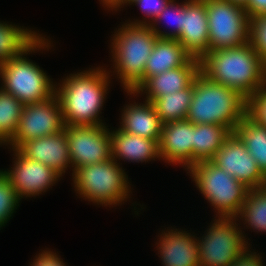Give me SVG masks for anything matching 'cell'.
I'll return each mask as SVG.
<instances>
[{
    "instance_id": "obj_1",
    "label": "cell",
    "mask_w": 266,
    "mask_h": 266,
    "mask_svg": "<svg viewBox=\"0 0 266 266\" xmlns=\"http://www.w3.org/2000/svg\"><path fill=\"white\" fill-rule=\"evenodd\" d=\"M110 72L99 66L71 73L60 80L61 84L55 83L65 125H106L100 114L109 93Z\"/></svg>"
},
{
    "instance_id": "obj_2",
    "label": "cell",
    "mask_w": 266,
    "mask_h": 266,
    "mask_svg": "<svg viewBox=\"0 0 266 266\" xmlns=\"http://www.w3.org/2000/svg\"><path fill=\"white\" fill-rule=\"evenodd\" d=\"M200 72L212 82L237 90L247 100L266 84V64L250 42L207 52Z\"/></svg>"
},
{
    "instance_id": "obj_3",
    "label": "cell",
    "mask_w": 266,
    "mask_h": 266,
    "mask_svg": "<svg viewBox=\"0 0 266 266\" xmlns=\"http://www.w3.org/2000/svg\"><path fill=\"white\" fill-rule=\"evenodd\" d=\"M111 37L113 74L125 92H134L144 82L146 62L158 38L149 25L129 22L119 26Z\"/></svg>"
},
{
    "instance_id": "obj_4",
    "label": "cell",
    "mask_w": 266,
    "mask_h": 266,
    "mask_svg": "<svg viewBox=\"0 0 266 266\" xmlns=\"http://www.w3.org/2000/svg\"><path fill=\"white\" fill-rule=\"evenodd\" d=\"M247 114V99L237 90L212 82L204 74L194 78V90L186 119L193 124H218L234 133Z\"/></svg>"
},
{
    "instance_id": "obj_5",
    "label": "cell",
    "mask_w": 266,
    "mask_h": 266,
    "mask_svg": "<svg viewBox=\"0 0 266 266\" xmlns=\"http://www.w3.org/2000/svg\"><path fill=\"white\" fill-rule=\"evenodd\" d=\"M50 46L53 45L49 38L42 35L19 57L1 63L0 81L2 86L0 88L23 104L41 102L54 95L55 84L52 79L39 65L27 58V55L43 51V49L48 51Z\"/></svg>"
},
{
    "instance_id": "obj_6",
    "label": "cell",
    "mask_w": 266,
    "mask_h": 266,
    "mask_svg": "<svg viewBox=\"0 0 266 266\" xmlns=\"http://www.w3.org/2000/svg\"><path fill=\"white\" fill-rule=\"evenodd\" d=\"M122 168L112 158L81 167L72 174L74 190L81 199L100 206L121 205L132 193L128 175Z\"/></svg>"
},
{
    "instance_id": "obj_7",
    "label": "cell",
    "mask_w": 266,
    "mask_h": 266,
    "mask_svg": "<svg viewBox=\"0 0 266 266\" xmlns=\"http://www.w3.org/2000/svg\"><path fill=\"white\" fill-rule=\"evenodd\" d=\"M187 171L199 192L214 207L215 218H235L240 213L249 191L243 183L211 161L197 162Z\"/></svg>"
},
{
    "instance_id": "obj_8",
    "label": "cell",
    "mask_w": 266,
    "mask_h": 266,
    "mask_svg": "<svg viewBox=\"0 0 266 266\" xmlns=\"http://www.w3.org/2000/svg\"><path fill=\"white\" fill-rule=\"evenodd\" d=\"M213 219L206 233L197 237L199 266H230L250 243L236 218Z\"/></svg>"
},
{
    "instance_id": "obj_9",
    "label": "cell",
    "mask_w": 266,
    "mask_h": 266,
    "mask_svg": "<svg viewBox=\"0 0 266 266\" xmlns=\"http://www.w3.org/2000/svg\"><path fill=\"white\" fill-rule=\"evenodd\" d=\"M209 51L249 42V17L244 6L228 0H206Z\"/></svg>"
},
{
    "instance_id": "obj_10",
    "label": "cell",
    "mask_w": 266,
    "mask_h": 266,
    "mask_svg": "<svg viewBox=\"0 0 266 266\" xmlns=\"http://www.w3.org/2000/svg\"><path fill=\"white\" fill-rule=\"evenodd\" d=\"M64 129L60 102L54 94L41 102L24 104L13 139L6 146L18 149L28 140L53 135Z\"/></svg>"
},
{
    "instance_id": "obj_11",
    "label": "cell",
    "mask_w": 266,
    "mask_h": 266,
    "mask_svg": "<svg viewBox=\"0 0 266 266\" xmlns=\"http://www.w3.org/2000/svg\"><path fill=\"white\" fill-rule=\"evenodd\" d=\"M106 125H65L72 174L89 164L101 163L112 158L111 131Z\"/></svg>"
},
{
    "instance_id": "obj_12",
    "label": "cell",
    "mask_w": 266,
    "mask_h": 266,
    "mask_svg": "<svg viewBox=\"0 0 266 266\" xmlns=\"http://www.w3.org/2000/svg\"><path fill=\"white\" fill-rule=\"evenodd\" d=\"M13 151V167L1 170L10 180L18 197L31 198L46 193L51 186L56 185L62 176L54 169L39 161L24 156L18 149Z\"/></svg>"
},
{
    "instance_id": "obj_13",
    "label": "cell",
    "mask_w": 266,
    "mask_h": 266,
    "mask_svg": "<svg viewBox=\"0 0 266 266\" xmlns=\"http://www.w3.org/2000/svg\"><path fill=\"white\" fill-rule=\"evenodd\" d=\"M210 161L249 189L266 186V176L235 133H231Z\"/></svg>"
},
{
    "instance_id": "obj_14",
    "label": "cell",
    "mask_w": 266,
    "mask_h": 266,
    "mask_svg": "<svg viewBox=\"0 0 266 266\" xmlns=\"http://www.w3.org/2000/svg\"><path fill=\"white\" fill-rule=\"evenodd\" d=\"M176 39L194 58L209 52L206 0L183 1L182 31Z\"/></svg>"
},
{
    "instance_id": "obj_15",
    "label": "cell",
    "mask_w": 266,
    "mask_h": 266,
    "mask_svg": "<svg viewBox=\"0 0 266 266\" xmlns=\"http://www.w3.org/2000/svg\"><path fill=\"white\" fill-rule=\"evenodd\" d=\"M193 123L187 119L163 124L159 140L160 159L185 168L192 166Z\"/></svg>"
},
{
    "instance_id": "obj_16",
    "label": "cell",
    "mask_w": 266,
    "mask_h": 266,
    "mask_svg": "<svg viewBox=\"0 0 266 266\" xmlns=\"http://www.w3.org/2000/svg\"><path fill=\"white\" fill-rule=\"evenodd\" d=\"M18 150L29 159L54 169L61 176L72 168L65 129L53 135L28 140Z\"/></svg>"
},
{
    "instance_id": "obj_17",
    "label": "cell",
    "mask_w": 266,
    "mask_h": 266,
    "mask_svg": "<svg viewBox=\"0 0 266 266\" xmlns=\"http://www.w3.org/2000/svg\"><path fill=\"white\" fill-rule=\"evenodd\" d=\"M179 229L162 230L157 241L162 266H199L197 236Z\"/></svg>"
},
{
    "instance_id": "obj_18",
    "label": "cell",
    "mask_w": 266,
    "mask_h": 266,
    "mask_svg": "<svg viewBox=\"0 0 266 266\" xmlns=\"http://www.w3.org/2000/svg\"><path fill=\"white\" fill-rule=\"evenodd\" d=\"M180 66H200V59L194 58L177 39L157 38L146 62L144 81Z\"/></svg>"
},
{
    "instance_id": "obj_19",
    "label": "cell",
    "mask_w": 266,
    "mask_h": 266,
    "mask_svg": "<svg viewBox=\"0 0 266 266\" xmlns=\"http://www.w3.org/2000/svg\"><path fill=\"white\" fill-rule=\"evenodd\" d=\"M199 72L200 66H180L148 77L134 92L127 91V94L134 97L146 94L145 100L152 102L155 98L187 88L194 82Z\"/></svg>"
},
{
    "instance_id": "obj_20",
    "label": "cell",
    "mask_w": 266,
    "mask_h": 266,
    "mask_svg": "<svg viewBox=\"0 0 266 266\" xmlns=\"http://www.w3.org/2000/svg\"><path fill=\"white\" fill-rule=\"evenodd\" d=\"M126 104L121 112L119 128L127 133L135 134L159 143L163 123L158 117L152 102Z\"/></svg>"
},
{
    "instance_id": "obj_21",
    "label": "cell",
    "mask_w": 266,
    "mask_h": 266,
    "mask_svg": "<svg viewBox=\"0 0 266 266\" xmlns=\"http://www.w3.org/2000/svg\"><path fill=\"white\" fill-rule=\"evenodd\" d=\"M112 159L143 163L160 160L159 143L156 140L127 133L120 128L111 130ZM118 159V160H117Z\"/></svg>"
},
{
    "instance_id": "obj_22",
    "label": "cell",
    "mask_w": 266,
    "mask_h": 266,
    "mask_svg": "<svg viewBox=\"0 0 266 266\" xmlns=\"http://www.w3.org/2000/svg\"><path fill=\"white\" fill-rule=\"evenodd\" d=\"M231 133L218 124H193L192 165L210 161Z\"/></svg>"
},
{
    "instance_id": "obj_23",
    "label": "cell",
    "mask_w": 266,
    "mask_h": 266,
    "mask_svg": "<svg viewBox=\"0 0 266 266\" xmlns=\"http://www.w3.org/2000/svg\"><path fill=\"white\" fill-rule=\"evenodd\" d=\"M0 21V64L26 52L43 34Z\"/></svg>"
},
{
    "instance_id": "obj_24",
    "label": "cell",
    "mask_w": 266,
    "mask_h": 266,
    "mask_svg": "<svg viewBox=\"0 0 266 266\" xmlns=\"http://www.w3.org/2000/svg\"><path fill=\"white\" fill-rule=\"evenodd\" d=\"M234 133L245 144L247 151L266 176V126L258 124L246 114L237 124Z\"/></svg>"
},
{
    "instance_id": "obj_25",
    "label": "cell",
    "mask_w": 266,
    "mask_h": 266,
    "mask_svg": "<svg viewBox=\"0 0 266 266\" xmlns=\"http://www.w3.org/2000/svg\"><path fill=\"white\" fill-rule=\"evenodd\" d=\"M194 90V82L187 88L155 98L152 104L162 123L186 119Z\"/></svg>"
},
{
    "instance_id": "obj_26",
    "label": "cell",
    "mask_w": 266,
    "mask_h": 266,
    "mask_svg": "<svg viewBox=\"0 0 266 266\" xmlns=\"http://www.w3.org/2000/svg\"><path fill=\"white\" fill-rule=\"evenodd\" d=\"M235 218L238 222L239 219L244 221L242 223L248 227L246 229L266 232V186L249 189L241 211Z\"/></svg>"
},
{
    "instance_id": "obj_27",
    "label": "cell",
    "mask_w": 266,
    "mask_h": 266,
    "mask_svg": "<svg viewBox=\"0 0 266 266\" xmlns=\"http://www.w3.org/2000/svg\"><path fill=\"white\" fill-rule=\"evenodd\" d=\"M24 104L0 88V145H7L14 136Z\"/></svg>"
},
{
    "instance_id": "obj_28",
    "label": "cell",
    "mask_w": 266,
    "mask_h": 266,
    "mask_svg": "<svg viewBox=\"0 0 266 266\" xmlns=\"http://www.w3.org/2000/svg\"><path fill=\"white\" fill-rule=\"evenodd\" d=\"M168 19L169 21L166 22L169 24L173 31L170 30H160L158 28V23H161L162 20ZM171 19V20H170ZM172 22L169 23V22ZM182 21H183V2L176 3V0H170V2L166 5L163 11L155 18V20L149 25L153 32L156 34L158 38H171L176 39L181 31H182ZM165 23V22H164ZM169 27V26H168Z\"/></svg>"
},
{
    "instance_id": "obj_29",
    "label": "cell",
    "mask_w": 266,
    "mask_h": 266,
    "mask_svg": "<svg viewBox=\"0 0 266 266\" xmlns=\"http://www.w3.org/2000/svg\"><path fill=\"white\" fill-rule=\"evenodd\" d=\"M20 201L9 178L0 170V230L12 218Z\"/></svg>"
},
{
    "instance_id": "obj_30",
    "label": "cell",
    "mask_w": 266,
    "mask_h": 266,
    "mask_svg": "<svg viewBox=\"0 0 266 266\" xmlns=\"http://www.w3.org/2000/svg\"><path fill=\"white\" fill-rule=\"evenodd\" d=\"M249 42L266 64V14L249 20Z\"/></svg>"
},
{
    "instance_id": "obj_31",
    "label": "cell",
    "mask_w": 266,
    "mask_h": 266,
    "mask_svg": "<svg viewBox=\"0 0 266 266\" xmlns=\"http://www.w3.org/2000/svg\"><path fill=\"white\" fill-rule=\"evenodd\" d=\"M170 0H135L130 5H137L144 13L146 18L143 20L135 19L134 21H127L132 24L150 25L155 18L163 11Z\"/></svg>"
},
{
    "instance_id": "obj_32",
    "label": "cell",
    "mask_w": 266,
    "mask_h": 266,
    "mask_svg": "<svg viewBox=\"0 0 266 266\" xmlns=\"http://www.w3.org/2000/svg\"><path fill=\"white\" fill-rule=\"evenodd\" d=\"M247 114L258 124L266 126V84L247 100Z\"/></svg>"
},
{
    "instance_id": "obj_33",
    "label": "cell",
    "mask_w": 266,
    "mask_h": 266,
    "mask_svg": "<svg viewBox=\"0 0 266 266\" xmlns=\"http://www.w3.org/2000/svg\"><path fill=\"white\" fill-rule=\"evenodd\" d=\"M45 249L35 255L33 262L30 263L31 266H67L59 256V253L57 254L48 248Z\"/></svg>"
},
{
    "instance_id": "obj_34",
    "label": "cell",
    "mask_w": 266,
    "mask_h": 266,
    "mask_svg": "<svg viewBox=\"0 0 266 266\" xmlns=\"http://www.w3.org/2000/svg\"><path fill=\"white\" fill-rule=\"evenodd\" d=\"M249 247L239 254L230 266H265L262 256L257 252L251 251Z\"/></svg>"
},
{
    "instance_id": "obj_35",
    "label": "cell",
    "mask_w": 266,
    "mask_h": 266,
    "mask_svg": "<svg viewBox=\"0 0 266 266\" xmlns=\"http://www.w3.org/2000/svg\"><path fill=\"white\" fill-rule=\"evenodd\" d=\"M249 19L266 14V0H247L244 5Z\"/></svg>"
},
{
    "instance_id": "obj_36",
    "label": "cell",
    "mask_w": 266,
    "mask_h": 266,
    "mask_svg": "<svg viewBox=\"0 0 266 266\" xmlns=\"http://www.w3.org/2000/svg\"><path fill=\"white\" fill-rule=\"evenodd\" d=\"M101 1L100 4L107 9L111 11H119V9L123 8L124 6V0H99ZM107 7V8H106Z\"/></svg>"
},
{
    "instance_id": "obj_37",
    "label": "cell",
    "mask_w": 266,
    "mask_h": 266,
    "mask_svg": "<svg viewBox=\"0 0 266 266\" xmlns=\"http://www.w3.org/2000/svg\"><path fill=\"white\" fill-rule=\"evenodd\" d=\"M228 1H230L231 3H236V4L244 6L247 0H228Z\"/></svg>"
},
{
    "instance_id": "obj_38",
    "label": "cell",
    "mask_w": 266,
    "mask_h": 266,
    "mask_svg": "<svg viewBox=\"0 0 266 266\" xmlns=\"http://www.w3.org/2000/svg\"><path fill=\"white\" fill-rule=\"evenodd\" d=\"M135 0H124V6L130 5Z\"/></svg>"
}]
</instances>
